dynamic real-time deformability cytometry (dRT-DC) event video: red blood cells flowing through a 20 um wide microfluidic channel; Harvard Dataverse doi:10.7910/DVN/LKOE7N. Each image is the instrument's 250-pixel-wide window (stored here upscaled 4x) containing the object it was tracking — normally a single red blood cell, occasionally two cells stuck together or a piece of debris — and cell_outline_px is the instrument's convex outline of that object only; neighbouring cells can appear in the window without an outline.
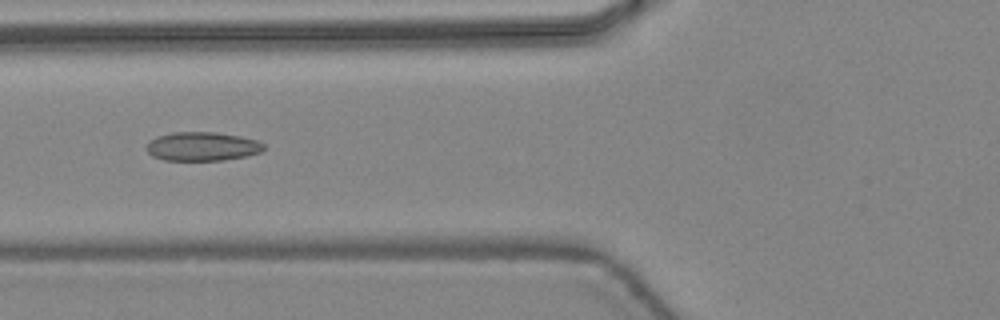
{"species": "common noctule bat (a hibernating species)", "species_latin": "Nyctalus noctula", "temperature_condition": "warm", "stored_images_in_passage": 47, "camera_frame_rate_fps": 3000, "um_per_image_px": 0.085, "animal": {"sex": "female", "body_mass_g": 24.6, "forearm_length_mm": 56.2}, "frame": {"image": 1, "passage_image": 19, "time_ms": 6.0, "image_size_px": [1000, 320], "cell_outline_px": [[264, 148], [260, 152], [248, 156], [224, 160], [164, 160], [152, 156], [144, 148], [148, 140], [156, 136], [172, 132], [216, 132], [240, 136], [260, 140], [264, 144]], "centroid_in_image_um": [17.17, 12.44], "position_along_channel_um": 108.6, "area_um2": 20.06}}
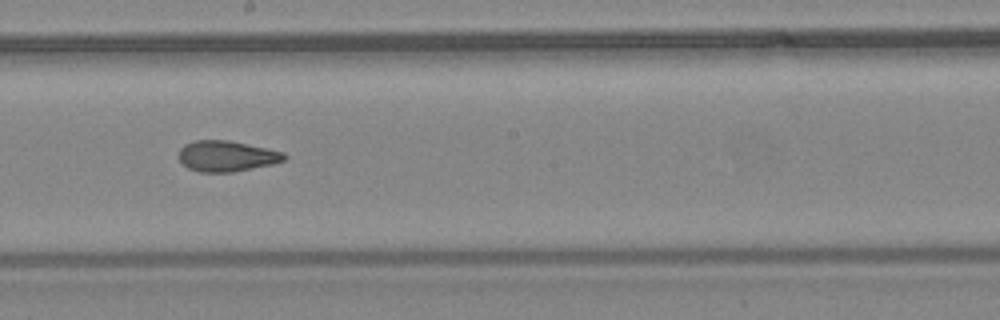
{"frame": {"image": 2, "passage_image": 27, "time_ms": 8.667, "image_size_px": [1000, 320], "cell_outline_px": [[288, 156], [284, 160], [272, 164], [232, 172], [200, 172], [188, 168], [176, 156], [180, 148], [184, 144], [196, 140], [228, 140], [284, 152]], "centroid_in_image_um": [19.23, 13.26], "position_along_channel_um": 229.0, "area_um2": 18.9}}
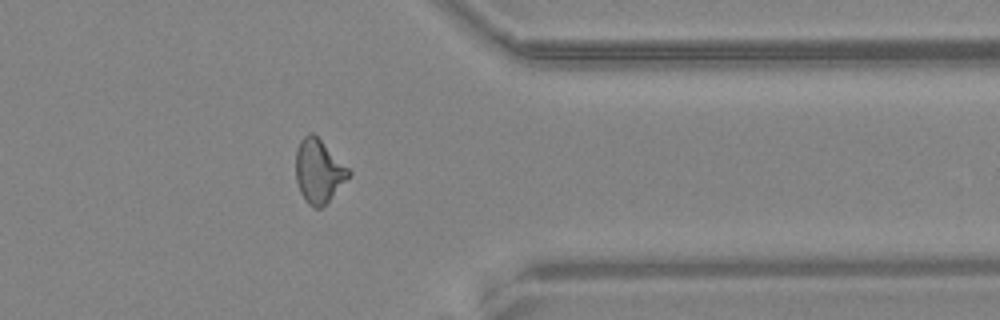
{"frame": {"image": 3, "passage_image": 38, "time_ms": 12.333, "image_size_px": [1000, 320], "cell_outline_px": [[352, 172], [328, 200], [320, 208], [312, 208], [308, 204], [300, 192], [296, 180], [296, 152], [300, 140], [308, 132], [312, 132]], "centroid_in_image_um": [27.04, 14.54], "position_along_channel_um": 384.4, "area_um2": 19.02}, "authors_computed_cell_mechanics": {"area_um2": 19.7098, "velocity_mm_per_s": 4.4971, "shape_relaxation_time_tau1_ms": null, "shape_relaxation_time_tau2_ms": 1.7872, "deformation_change_tau1": null, "deformation_change_tau2": 0.0968}}